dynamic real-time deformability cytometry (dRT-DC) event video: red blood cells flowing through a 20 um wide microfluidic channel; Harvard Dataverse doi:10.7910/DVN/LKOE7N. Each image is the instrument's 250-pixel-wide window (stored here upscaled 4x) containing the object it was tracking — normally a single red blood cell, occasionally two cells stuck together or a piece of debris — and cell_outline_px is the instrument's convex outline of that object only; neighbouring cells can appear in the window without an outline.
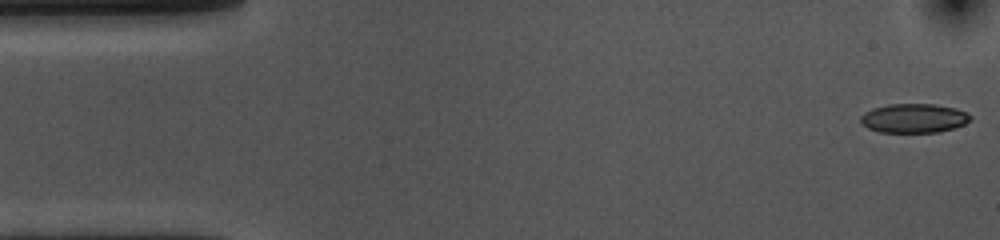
{"species": "common noctule bat (a hibernating species)", "species_latin": "Nyctalus noctula", "temperature_condition": "cold", "stored_images_in_passage": 54, "camera_frame_rate_fps": 3000, "um_per_image_px": 0.085, "animal": {"sex": "female", "body_mass_g": 10.0, "forearm_length_mm": 53.1}, "frame": {"image": 1, "passage_image": 1, "time_ms": 0.0, "image_size_px": [1000, 240], "cell_outline_px": [[972, 116], [964, 124], [940, 132], [880, 132], [868, 128], [860, 120], [860, 116], [864, 112], [872, 108], [888, 104], [936, 104], [956, 108]], "centroid_in_image_um": [77.65, 10.04], "position_along_channel_um": 7.4, "area_um2": 18.55}}
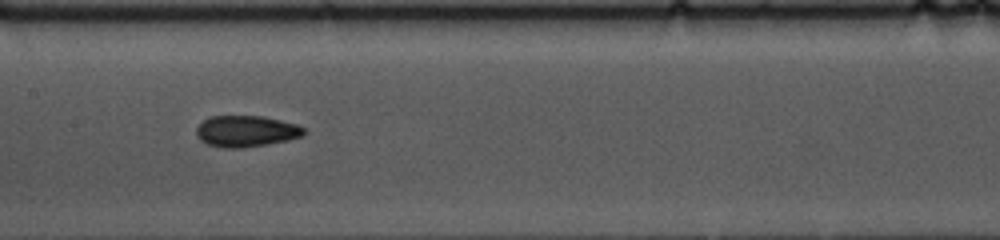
{"frame": {"image": 2, "passage_image": 25, "time_ms": 8.0, "image_size_px": [1000, 240], "cell_outline_px": [[304, 136], [288, 140], [268, 144], [244, 148], [220, 148], [208, 144], [200, 140], [196, 136], [196, 128], [204, 120], [212, 116], [264, 116], [296, 124], [304, 128]], "centroid_in_image_um": [20.91, 11.16], "position_along_channel_um": 186.5, "area_um2": 19.71}}
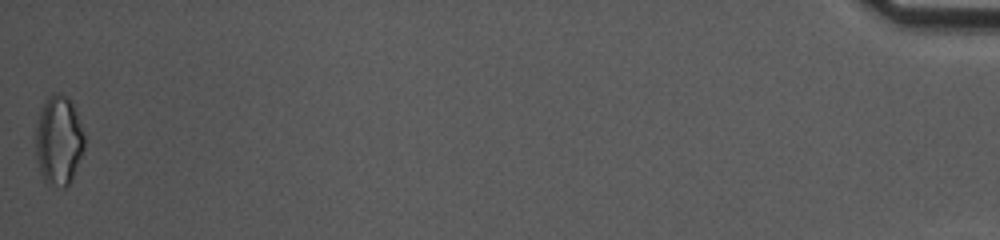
{"frame": {"image": 3, "passage_image": 54, "time_ms": 17.667, "image_size_px": [1000, 240], "cell_outline_px": [[84, 148], [72, 180], [64, 188], [48, 184], [40, 176], [36, 160], [36, 128], [40, 112], [48, 96], [56, 92], [60, 92], [72, 100], [84, 136]], "centroid_in_image_um": [4.98, 11.96], "position_along_channel_um": 430.2, "area_um2": 25.49}, "authors_computed_cell_mechanics": {"area_um2": 19.1029, "velocity_mm_per_s": 3.607, "shape_relaxation_time_tau1_ms": 10.5647, "shape_relaxation_time_tau2_ms": 3.8482, "deformation_change_tau1": 0.1577, "deformation_change_tau2": 0.0791}}